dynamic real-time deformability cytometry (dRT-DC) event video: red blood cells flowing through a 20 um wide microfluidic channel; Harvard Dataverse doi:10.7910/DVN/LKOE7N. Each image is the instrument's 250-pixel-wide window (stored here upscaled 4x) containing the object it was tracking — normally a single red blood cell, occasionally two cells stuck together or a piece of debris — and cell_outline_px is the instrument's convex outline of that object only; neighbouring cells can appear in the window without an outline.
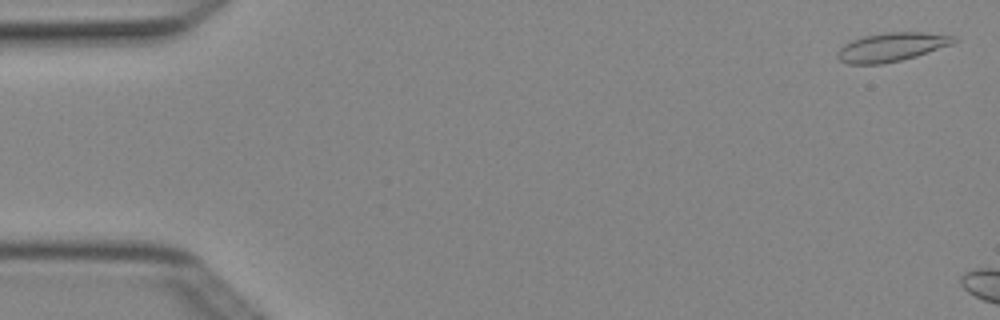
{"species": "Egyptian fruit bat (a non-hibernating species)", "species_latin": "Rousettus aegyptiacus", "temperature_condition": "cold", "stored_images_in_passage": 3, "camera_frame_rate_fps": 3000, "um_per_image_px": 0.085, "animal": {"sex": "female"}, "frame": {"image": 1, "passage_image": 1, "time_ms": 0.0, "image_size_px": [1000, 320], "cell_outline_px": [[956, 40], [952, 44], [916, 56], [900, 60], [880, 64], [848, 64], [840, 60], [836, 56], [836, 52], [844, 44], [852, 40], [864, 36], [888, 32], [924, 32], [956, 36]], "centroid_in_image_um": [75.76, 4.0], "position_along_channel_um": 9.2, "area_um2": 19.36}}